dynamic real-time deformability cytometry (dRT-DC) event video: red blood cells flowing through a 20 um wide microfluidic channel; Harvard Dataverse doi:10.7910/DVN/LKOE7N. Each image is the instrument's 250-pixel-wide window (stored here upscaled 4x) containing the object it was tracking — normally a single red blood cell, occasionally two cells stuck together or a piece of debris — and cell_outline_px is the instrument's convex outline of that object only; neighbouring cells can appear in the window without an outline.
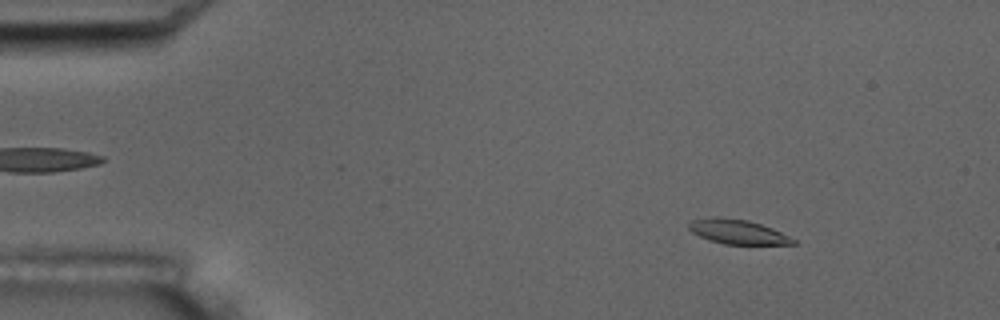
{"species": "common noctule bat (a hibernating species)", "species_latin": "Nyctalus noctula", "temperature_condition": "room temperature", "stored_images_in_passage": 3, "camera_frame_rate_fps": 3000, "um_per_image_px": 0.085, "animal": {"sex": "male", "body_mass_g": 17.5, "forearm_length_mm": 52.3}, "frame": {"image": 1, "passage_image": 1, "time_ms": 0.0, "image_size_px": [1000, 320], "cell_outline_px": [[796, 244], [724, 244], [708, 240], [692, 232], [688, 228], [688, 224], [692, 220], [708, 216], [716, 216], [748, 220], [772, 228], [796, 240]], "centroid_in_image_um": [62.65, 19.69], "position_along_channel_um": 22.3, "area_um2": 14.91}}